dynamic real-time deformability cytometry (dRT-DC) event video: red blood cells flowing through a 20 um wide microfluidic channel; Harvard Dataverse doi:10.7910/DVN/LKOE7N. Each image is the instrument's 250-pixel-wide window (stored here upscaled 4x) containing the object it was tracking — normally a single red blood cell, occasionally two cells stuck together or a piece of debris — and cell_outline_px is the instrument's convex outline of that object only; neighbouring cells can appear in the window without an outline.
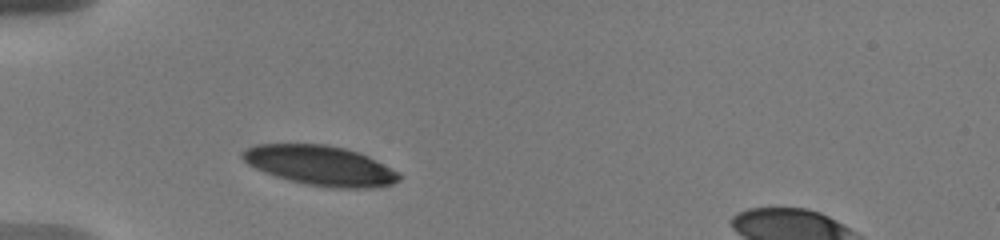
{"species": "human", "species_latin": "Homo sapiens", "temperature_condition": "warm", "stored_images_in_passage": 24, "camera_frame_rate_fps": 3000, "um_per_image_px": 0.085, "donor": {"sex": "male"}, "frame": {"image": 1, "passage_image": 3, "time_ms": 1.333, "image_size_px": [1000, 240], "cell_outline_px": [[404, 176], [400, 180], [392, 184], [372, 188], [340, 188], [304, 184], [276, 176], [264, 172], [248, 164], [240, 156], [240, 152], [256, 144], [324, 144], [344, 148], [368, 156], [400, 172]], "centroid_in_image_um": [27.25, 14.07], "position_along_channel_um": 57.7, "area_um2": 36.3}}
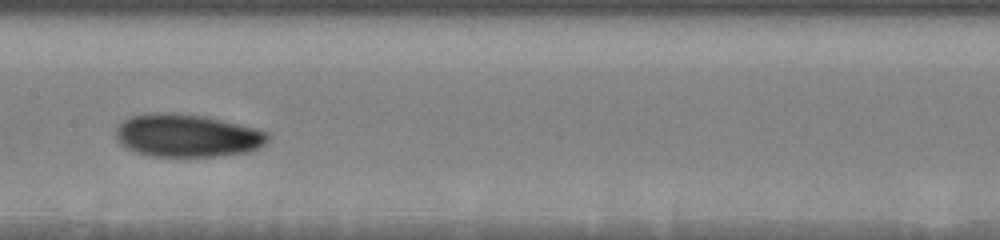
{"frame": {"image": 2, "passage_image": 12, "time_ms": 5.333, "image_size_px": [1000, 240], "cell_outline_px": [[268, 140], [260, 148], [248, 152], [216, 156], [152, 156], [132, 152], [124, 148], [116, 140], [116, 128], [128, 116], [148, 112], [172, 112], [204, 116], [256, 128], [268, 132]], "centroid_in_image_um": [15.85, 11.52], "position_along_channel_um": 191.5, "area_um2": 38.38}}
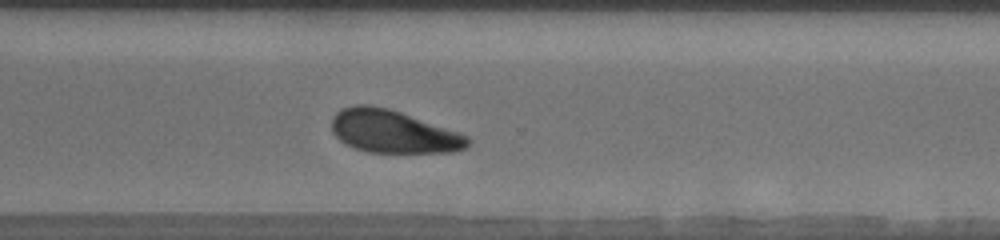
{"frame": {"image": 3, "passage_image": 19, "time_ms": 9.333, "image_size_px": [1000, 240], "cell_outline_px": [[472, 140], [468, 148], [452, 152], [368, 152], [344, 144], [332, 132], [332, 120], [336, 112], [344, 108], [356, 104], [368, 104], [400, 112], [460, 132], [468, 136]], "centroid_in_image_um": [33.45, 11.19], "position_along_channel_um": 337.1, "area_um2": 33.87}, "authors_computed_cell_mechanics": {"area_um2": 36.2984, "velocity_mm_per_s": 3.6522, "shape_relaxation_time_tau1_ms": 2.4499, "shape_relaxation_time_tau2_ms": null, "deformation_change_tau1": 0.0973, "deformation_change_tau2": null}}